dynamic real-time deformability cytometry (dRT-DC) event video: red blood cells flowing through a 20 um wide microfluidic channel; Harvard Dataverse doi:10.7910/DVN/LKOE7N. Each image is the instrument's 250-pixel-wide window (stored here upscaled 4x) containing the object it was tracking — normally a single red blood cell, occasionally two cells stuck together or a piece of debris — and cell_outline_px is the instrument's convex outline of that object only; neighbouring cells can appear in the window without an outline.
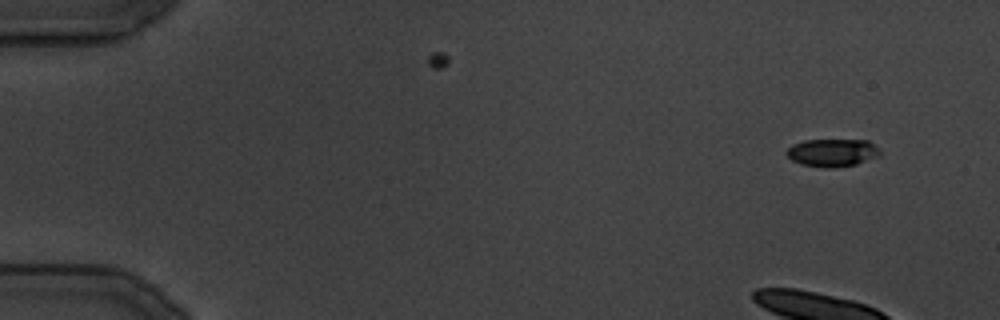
{"species": "common noctule bat (a hibernating species)", "species_latin": "Nyctalus noctula", "temperature_condition": "cold", "stored_images_in_passage": 34, "camera_frame_rate_fps": 3000, "um_per_image_px": 0.085, "animal": {"sex": "male", "body_mass_g": 19.5, "forearm_length_mm": 54.6}, "frame": {"image": 1, "passage_image": 1, "time_ms": 0.0, "image_size_px": [1000, 320], "cell_outline_px": [[880, 156], [856, 164], [832, 168], [824, 168], [800, 164], [792, 160], [784, 152], [792, 144], [804, 140], [868, 140], [880, 148]], "centroid_in_image_um": [70.75, 12.97], "position_along_channel_um": 14.3, "area_um2": 15.32}}
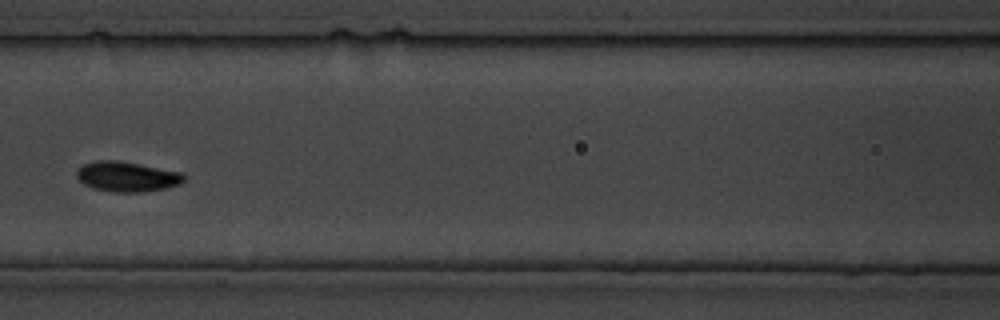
{"frame": {"image": 2, "passage_image": 16, "time_ms": 18.333, "image_size_px": [1000, 320], "cell_outline_px": [[188, 176], [180, 184], [164, 188], [140, 192], [112, 192], [92, 188], [84, 184], [76, 176], [76, 168], [80, 164], [96, 160], [116, 160], [180, 172]], "centroid_in_image_um": [10.73, 15.0], "position_along_channel_um": 155.9, "area_um2": 18.84}}
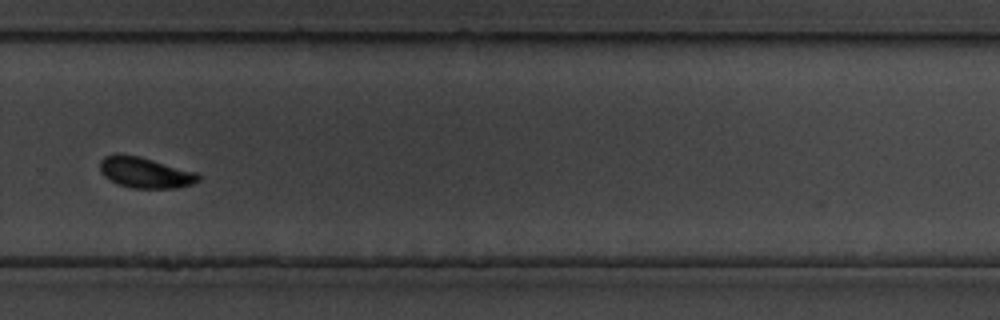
{"frame": {"image": 3, "passage_image": 24, "time_ms": 28.667, "image_size_px": [1000, 320], "cell_outline_px": [[200, 180], [192, 184], [176, 188], [132, 188], [116, 184], [108, 180], [100, 172], [100, 160], [104, 156], [116, 152], [140, 156], [200, 172]], "centroid_in_image_um": [12.33, 14.65], "position_along_channel_um": 317.5, "area_um2": 18.26}}